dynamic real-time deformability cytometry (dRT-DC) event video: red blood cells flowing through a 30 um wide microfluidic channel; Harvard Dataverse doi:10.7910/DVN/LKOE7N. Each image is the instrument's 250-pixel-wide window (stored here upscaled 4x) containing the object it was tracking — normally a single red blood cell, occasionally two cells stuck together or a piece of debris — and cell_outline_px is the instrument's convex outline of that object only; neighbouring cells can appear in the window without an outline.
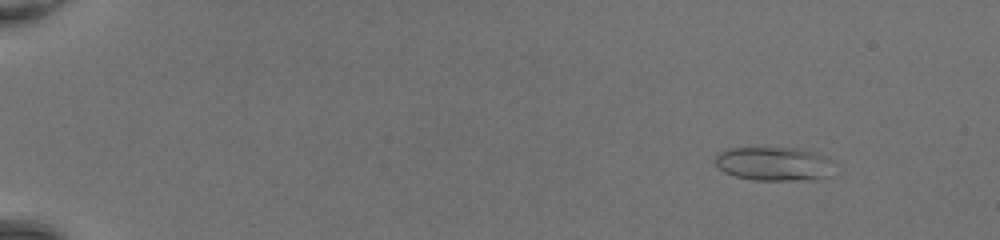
{"species": "common noctule bat (a hibernating species)", "species_latin": "Nyctalus noctula", "temperature_condition": "room temperature", "stored_images_in_passage": 49, "camera_frame_rate_fps": 3000, "um_per_image_px": 0.085, "animal": {"sex": "female", "body_mass_g": 20.0, "forearm_length_mm": 54.0}, "frame": {"image": 1, "passage_image": 6, "time_ms": 1.667, "image_size_px": [1000, 240], "cell_outline_px": [[832, 160], [824, 176], [816, 180], [752, 180], [736, 176], [724, 172], [716, 164], [716, 156], [720, 152], [728, 148], [800, 148], [816, 152], [828, 156]], "centroid_in_image_um": [65.76, 13.91], "position_along_channel_um": 19.2, "area_um2": 23.24}}
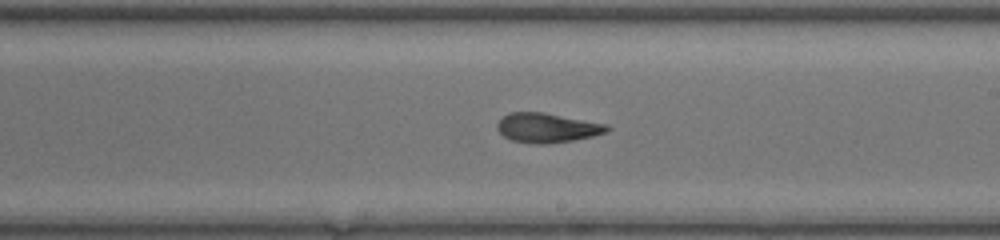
{"frame": {"image": 2, "passage_image": 31, "time_ms": 10.0, "image_size_px": [1000, 240], "cell_outline_px": [[612, 128], [608, 132], [592, 136], [572, 140], [548, 144], [540, 144], [512, 140], [504, 136], [496, 128], [496, 124], [508, 112], [544, 112], [608, 124]], "centroid_in_image_um": [46.54, 10.85], "position_along_channel_um": 242.5, "area_um2": 18.9}}
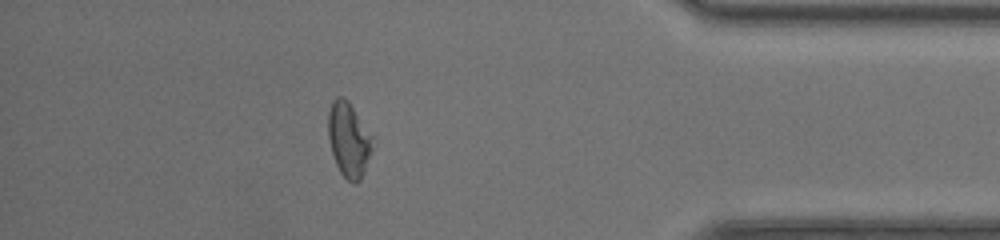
{"frame": {"image": 3, "passage_image": 44, "time_ms": 14.333, "image_size_px": [1000, 240], "cell_outline_px": [[376, 144], [364, 172], [360, 180], [356, 184], [348, 180], [340, 172], [336, 164], [332, 152], [328, 136], [328, 112], [332, 100], [336, 96], [344, 96], [348, 100], [372, 136]], "centroid_in_image_um": [29.66, 11.86], "position_along_channel_um": 405.5, "area_um2": 19.54}, "authors_computed_cell_mechanics": {"area_um2": 19.5364, "velocity_mm_per_s": 4.4287, "shape_relaxation_time_tau1_ms": null, "shape_relaxation_time_tau2_ms": 1.8587, "deformation_change_tau1": null, "deformation_change_tau2": 0.0766}}